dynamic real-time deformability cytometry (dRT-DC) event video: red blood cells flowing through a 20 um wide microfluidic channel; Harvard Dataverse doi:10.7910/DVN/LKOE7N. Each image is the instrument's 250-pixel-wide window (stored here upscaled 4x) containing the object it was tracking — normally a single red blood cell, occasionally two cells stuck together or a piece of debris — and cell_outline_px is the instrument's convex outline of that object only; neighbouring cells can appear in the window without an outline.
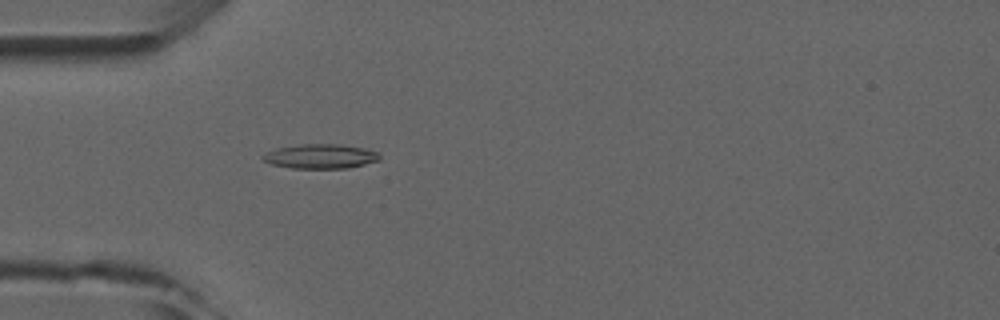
{"species": "common noctule bat (a hibernating species)", "species_latin": "Nyctalus noctula", "temperature_condition": "room temperature", "stored_images_in_passage": 4, "camera_frame_rate_fps": 3000, "um_per_image_px": 0.085, "animal": {"sex": "male", "forearm_length_mm": 52.5}, "frame": {"image": 1, "passage_image": 4, "time_ms": 4.667, "image_size_px": [1000, 320], "cell_outline_px": [[380, 160], [348, 168], [292, 168], [272, 164], [264, 160], [260, 156], [276, 148], [300, 144], [340, 144], [364, 148], [380, 152]], "centroid_in_image_um": [27.27, 13.28], "position_along_channel_um": 57.7, "area_um2": 16.65}}